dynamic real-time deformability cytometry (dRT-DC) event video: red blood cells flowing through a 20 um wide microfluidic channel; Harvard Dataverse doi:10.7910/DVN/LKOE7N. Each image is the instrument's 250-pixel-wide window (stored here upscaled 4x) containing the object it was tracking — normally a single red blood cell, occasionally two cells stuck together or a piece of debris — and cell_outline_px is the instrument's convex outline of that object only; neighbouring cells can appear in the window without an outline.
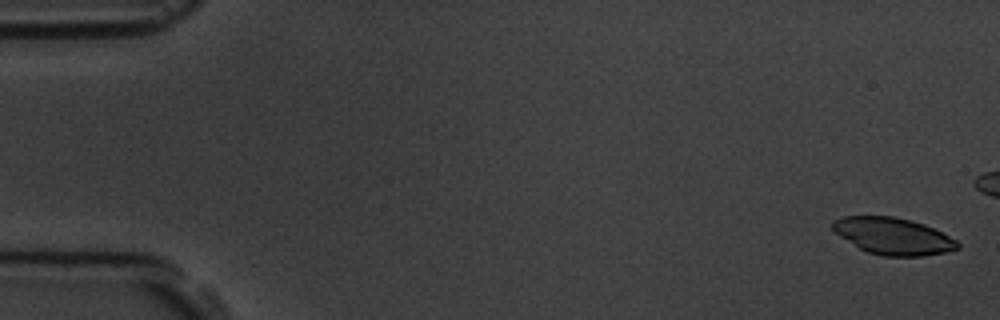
{"species": "common noctule bat (a hibernating species)", "species_latin": "Nyctalus noctula", "temperature_condition": "room temperature", "stored_images_in_passage": 4, "camera_frame_rate_fps": 3000, "um_per_image_px": 0.085, "animal": {"sex": "male", "body_mass_g": 19.5, "forearm_length_mm": 54.6}, "frame": {"image": 1, "passage_image": 1, "time_ms": 0.0, "image_size_px": [1000, 320], "cell_outline_px": [[960, 248], [948, 252], [924, 256], [884, 256], [868, 252], [860, 248], [840, 236], [832, 228], [832, 220], [844, 216], [892, 216], [924, 224], [956, 240], [960, 244]], "centroid_in_image_um": [75.92, 20.07], "position_along_channel_um": 9.1, "area_um2": 26.59}}